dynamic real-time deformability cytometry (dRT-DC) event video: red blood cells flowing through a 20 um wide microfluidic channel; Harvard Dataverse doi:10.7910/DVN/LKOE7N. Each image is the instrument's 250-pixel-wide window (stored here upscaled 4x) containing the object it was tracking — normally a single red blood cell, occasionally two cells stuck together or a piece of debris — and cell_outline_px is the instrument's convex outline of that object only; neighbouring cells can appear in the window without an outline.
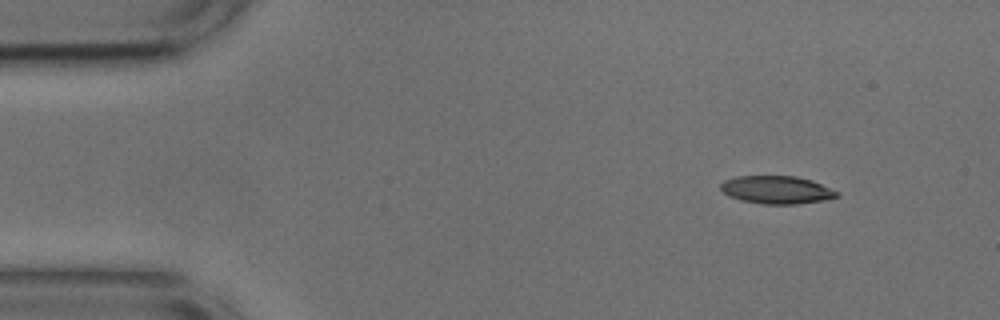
{"species": "common noctule bat (a hibernating species)", "species_latin": "Nyctalus noctula", "temperature_condition": "cold", "stored_images_in_passage": 48, "camera_frame_rate_fps": 3000, "um_per_image_px": 0.085, "animal": {"sex": "male", "body_mass_g": 17.9, "forearm_length_mm": 54.2}, "frame": {"image": 1, "passage_image": 1, "time_ms": 0.0, "image_size_px": [1000, 320], "cell_outline_px": [[840, 196], [820, 200], [796, 204], [764, 204], [740, 200], [728, 196], [720, 188], [720, 184], [724, 180], [736, 176], [796, 176], [812, 180], [840, 192]], "centroid_in_image_um": [66.0, 16.13], "position_along_channel_um": 19.0, "area_um2": 18.9}}
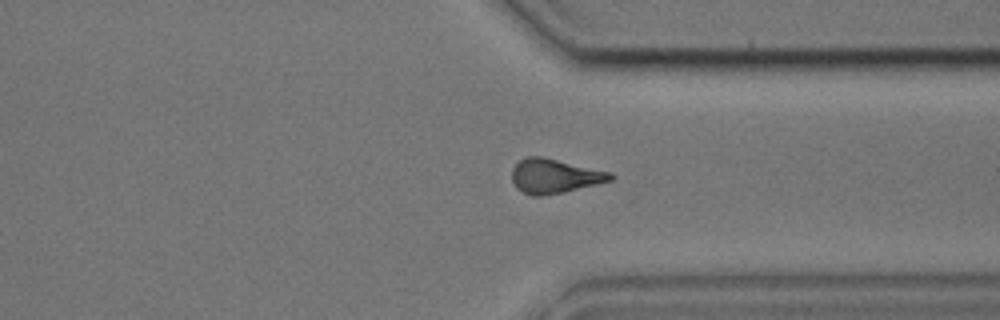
{"frame": {"image": 2, "passage_image": 35, "time_ms": 11.333, "image_size_px": [1000, 320], "cell_outline_px": [[616, 176], [612, 180], [564, 192], [540, 196], [532, 196], [516, 188], [512, 180], [512, 168], [520, 160], [528, 156], [540, 156], [612, 172]], "centroid_in_image_um": [47.14, 14.97], "position_along_channel_um": 364.3, "area_um2": 19.65}}
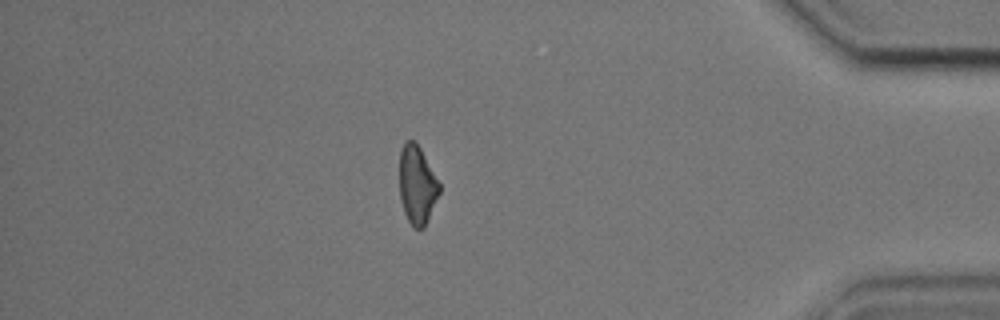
{"frame": {"image": 3, "passage_image": 41, "time_ms": 13.333, "image_size_px": [1000, 320], "cell_outline_px": [[440, 192], [424, 228], [412, 228], [404, 212], [400, 200], [400, 148], [404, 140], [416, 140], [440, 184]], "centroid_in_image_um": [35.44, 15.69], "position_along_channel_um": 399.8, "area_um2": 18.32}, "authors_computed_cell_mechanics": {"area_um2": 19.652, "velocity_mm_per_s": 3.7496, "shape_relaxation_time_tau1_ms": 6.3282, "shape_relaxation_time_tau2_ms": 5.2475, "deformation_change_tau1": 0.1505, "deformation_change_tau2": 0.1566}}